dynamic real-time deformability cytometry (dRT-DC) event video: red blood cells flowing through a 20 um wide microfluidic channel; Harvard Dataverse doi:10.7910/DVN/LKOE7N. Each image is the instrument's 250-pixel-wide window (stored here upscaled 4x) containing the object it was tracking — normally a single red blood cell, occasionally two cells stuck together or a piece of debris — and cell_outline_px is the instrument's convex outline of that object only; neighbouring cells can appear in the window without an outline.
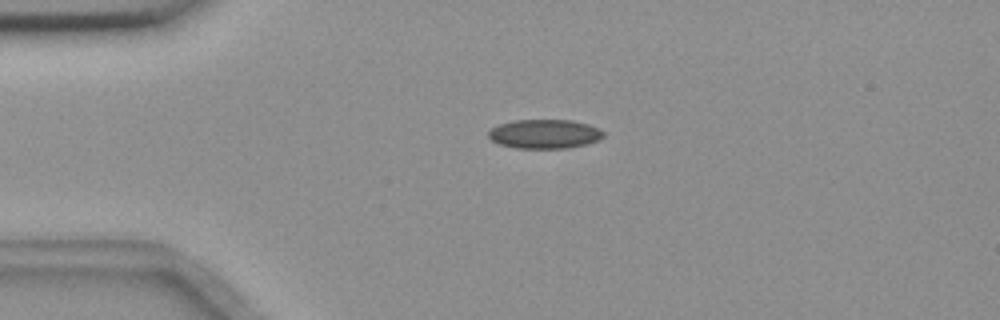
{"species": "common noctule bat (a hibernating species)", "species_latin": "Nyctalus noctula", "temperature_condition": "room temperature", "stored_images_in_passage": 3, "camera_frame_rate_fps": 3000, "um_per_image_px": 0.085, "animal": {"sex": "female", "body_mass_g": 18.4}, "frame": {"image": 1, "passage_image": 2, "time_ms": 0.333, "image_size_px": [1000, 320], "cell_outline_px": [[604, 136], [596, 140], [584, 144], [568, 148], [516, 148], [500, 144], [492, 140], [488, 136], [488, 132], [492, 128], [500, 124], [512, 120], [572, 120], [588, 124], [600, 128], [604, 132]], "centroid_in_image_um": [46.29, 11.38], "position_along_channel_um": 38.7, "area_um2": 19.42}}